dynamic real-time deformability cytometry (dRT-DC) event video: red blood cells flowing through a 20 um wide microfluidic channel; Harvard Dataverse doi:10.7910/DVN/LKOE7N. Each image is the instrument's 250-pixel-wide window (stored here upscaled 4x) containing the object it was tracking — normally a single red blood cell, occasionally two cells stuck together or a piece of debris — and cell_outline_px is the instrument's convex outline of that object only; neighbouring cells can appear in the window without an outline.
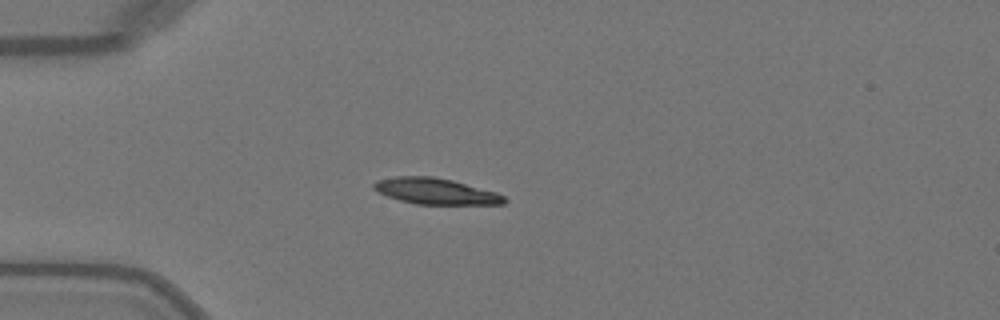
{"species": "Egyptian fruit bat (a non-hibernating species)", "species_latin": "Rousettus aegyptiacus", "temperature_condition": "warm", "stored_images_in_passage": 50, "camera_frame_rate_fps": 3000, "um_per_image_px": 0.085, "animal": {"sex": "female"}, "frame": {"image": 1, "passage_image": 14, "time_ms": 4.333, "image_size_px": [1000, 320], "cell_outline_px": [[508, 200], [504, 204], [416, 204], [400, 200], [388, 196], [372, 188], [372, 184], [376, 180], [392, 176], [432, 176], [452, 180], [496, 192], [504, 196]], "centroid_in_image_um": [37.01, 16.25], "position_along_channel_um": 48.0, "area_um2": 19.77}}
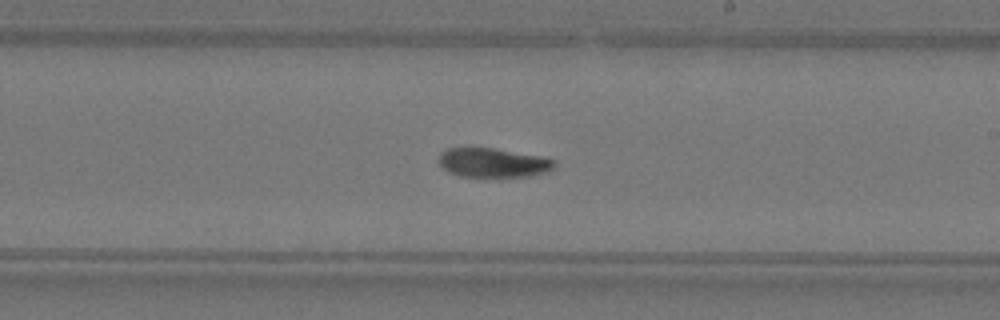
{"frame": {"image": 2, "passage_image": 30, "time_ms": 9.667, "image_size_px": [1000, 320], "cell_outline_px": [[556, 164], [548, 172], [532, 176], [500, 180], [460, 176], [448, 172], [436, 160], [440, 152], [448, 148], [472, 144], [544, 156], [556, 160]], "centroid_in_image_um": [41.89, 13.83], "position_along_channel_um": 247.1, "area_um2": 21.68}}
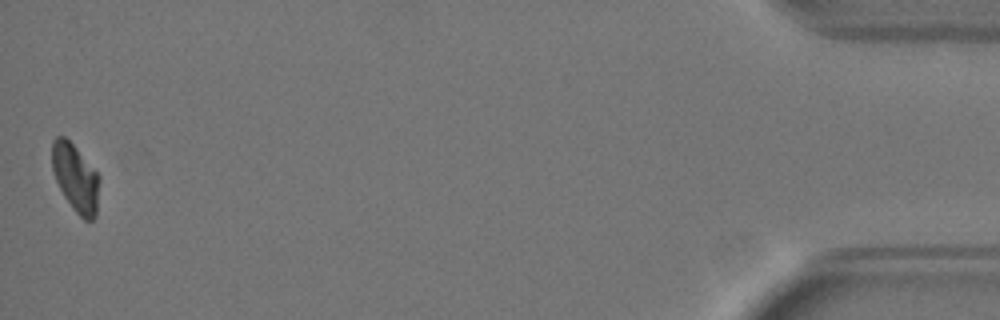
{"frame": {"image": 3, "passage_image": 50, "time_ms": 16.333, "image_size_px": [1000, 320], "cell_outline_px": [[100, 180], [96, 216], [92, 220], [84, 220], [72, 208], [64, 196], [52, 172], [52, 140], [56, 136], [64, 136], [76, 148], [100, 176]], "centroid_in_image_um": [6.42, 15.13], "position_along_channel_um": 428.8, "area_um2": 18.67}, "authors_computed_cell_mechanics": {"area_um2": 19.8254, "velocity_mm_per_s": 4.0659, "shape_relaxation_time_tau1_ms": 4.6799, "shape_relaxation_time_tau2_ms": null, "deformation_change_tau1": 0.1632, "deformation_change_tau2": null}}